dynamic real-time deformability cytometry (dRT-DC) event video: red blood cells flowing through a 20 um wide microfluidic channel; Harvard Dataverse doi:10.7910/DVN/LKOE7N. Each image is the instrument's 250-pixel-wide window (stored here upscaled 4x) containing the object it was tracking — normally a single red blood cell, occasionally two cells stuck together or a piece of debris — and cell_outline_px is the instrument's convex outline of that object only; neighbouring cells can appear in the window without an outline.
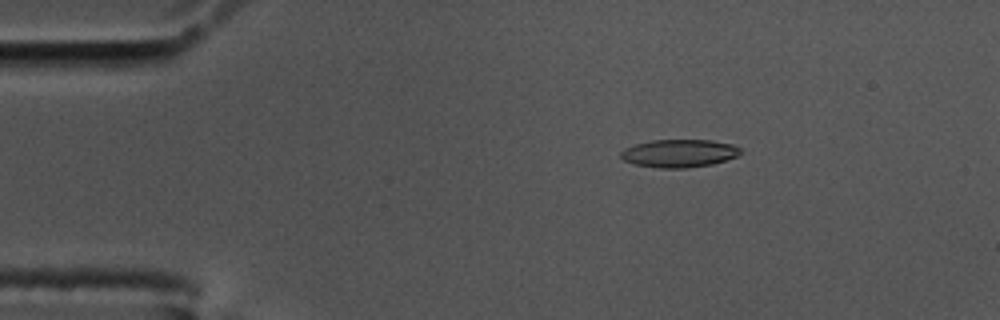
{"species": "common noctule bat (a hibernating species)", "species_latin": "Nyctalus noctula", "temperature_condition": "cold", "stored_images_in_passage": 58, "camera_frame_rate_fps": 3000, "um_per_image_px": 0.085, "animal": {"sex": "male", "body_mass_g": 17.5, "forearm_length_mm": 52.3}, "frame": {"image": 1, "passage_image": 10, "time_ms": 3.0, "image_size_px": [1000, 320], "cell_outline_px": [[740, 152], [736, 156], [712, 164], [684, 168], [660, 168], [636, 164], [624, 160], [620, 156], [620, 152], [624, 148], [636, 144], [652, 140], [712, 140], [732, 144], [740, 148]], "centroid_in_image_um": [57.71, 13.02], "position_along_channel_um": 27.3, "area_um2": 19.25}}
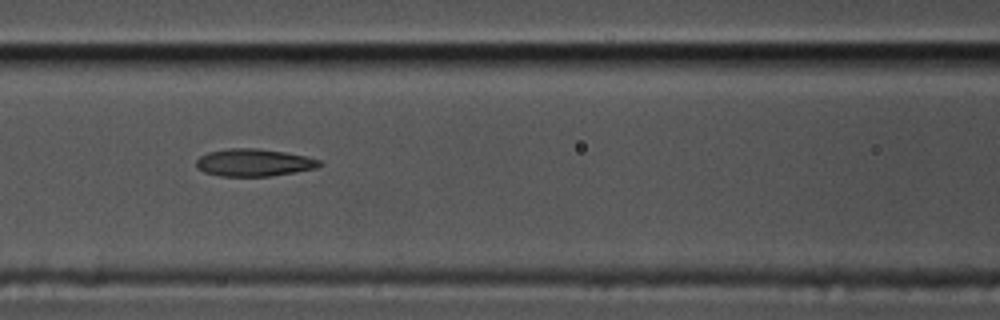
{"frame": {"image": 2, "passage_image": 25, "time_ms": 8.0, "image_size_px": [1000, 320], "cell_outline_px": [[324, 164], [316, 168], [296, 172], [268, 176], [220, 176], [204, 172], [196, 168], [196, 160], [200, 156], [208, 152], [228, 148], [256, 148], [284, 152], [304, 156], [320, 160]], "centroid_in_image_um": [21.56, 13.82], "position_along_channel_um": 145.0, "area_um2": 19.71}}
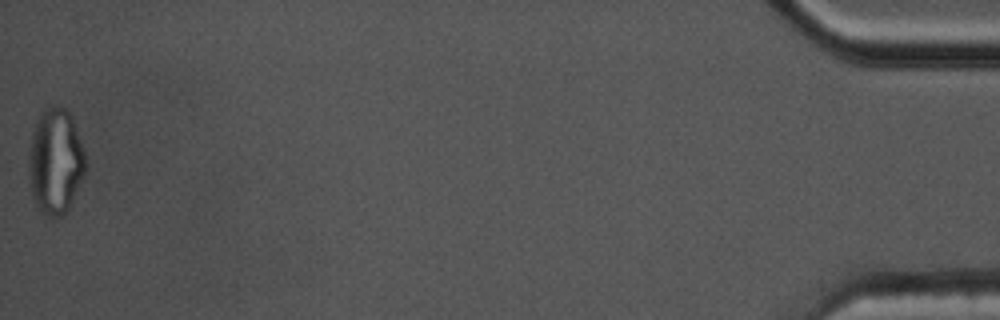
{"frame": {"image": 3, "passage_image": 58, "time_ms": 19.0, "image_size_px": [1000, 320], "cell_outline_px": [[88, 164], [84, 176], [68, 208], [60, 216], [48, 216], [36, 204], [32, 196], [28, 176], [28, 156], [32, 132], [40, 112], [44, 108], [52, 104], [56, 104], [64, 108], [72, 116], [84, 148]], "centroid_in_image_um": [4.72, 13.65], "position_along_channel_um": 430.5, "area_um2": 35.37}, "authors_computed_cell_mechanics": {"area_um2": 19.941, "velocity_mm_per_s": 3.4847, "shape_relaxation_time_tau1_ms": null, "shape_relaxation_time_tau2_ms": 2.2224, "deformation_change_tau1": null, "deformation_change_tau2": 0.0973}}